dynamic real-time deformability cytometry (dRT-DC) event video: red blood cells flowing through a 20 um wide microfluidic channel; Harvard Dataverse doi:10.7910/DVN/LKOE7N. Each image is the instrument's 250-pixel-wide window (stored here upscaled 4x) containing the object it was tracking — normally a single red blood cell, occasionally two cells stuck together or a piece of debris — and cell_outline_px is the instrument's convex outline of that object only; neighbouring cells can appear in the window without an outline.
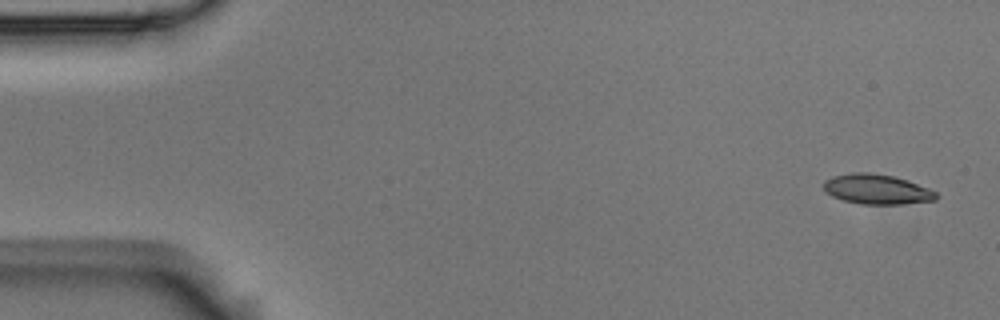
{"species": "Egyptian fruit bat (a non-hibernating species)", "species_latin": "Rousettus aegyptiacus", "temperature_condition": "room temperature", "stored_images_in_passage": 2, "camera_frame_rate_fps": 3000, "um_per_image_px": 0.085, "animal": {"sex": "male"}, "frame": {"image": 1, "passage_image": 1, "time_ms": 0.0, "image_size_px": [1000, 320], "cell_outline_px": [[936, 200], [900, 204], [860, 204], [844, 200], [832, 196], [824, 188], [824, 180], [832, 176], [852, 172], [868, 172], [892, 176], [908, 180], [928, 188], [936, 192]], "centroid_in_image_um": [74.52, 16.08], "position_along_channel_um": 10.5, "area_um2": 19.48}}